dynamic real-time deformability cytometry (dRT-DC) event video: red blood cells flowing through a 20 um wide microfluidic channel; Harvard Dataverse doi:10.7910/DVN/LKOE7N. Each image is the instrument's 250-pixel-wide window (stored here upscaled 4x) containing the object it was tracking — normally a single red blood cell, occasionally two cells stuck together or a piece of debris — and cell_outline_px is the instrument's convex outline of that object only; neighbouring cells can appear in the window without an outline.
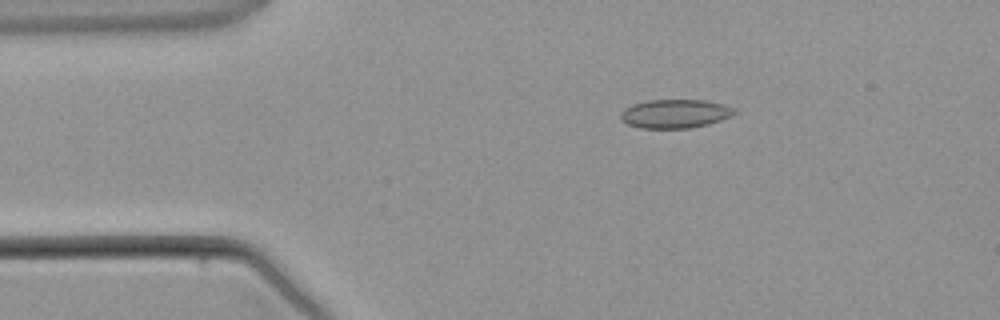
{"species": "common noctule bat (a hibernating species)", "species_latin": "Nyctalus noctula", "temperature_condition": "warm", "stored_images_in_passage": 4, "camera_frame_rate_fps": 3000, "um_per_image_px": 0.085, "animal": {"sex": "male", "body_mass_g": 21.5, "forearm_length_mm": 52.0}, "frame": {"image": 1, "passage_image": 2, "time_ms": 1.0, "image_size_px": [1000, 320], "cell_outline_px": [[736, 112], [732, 116], [708, 124], [692, 128], [640, 128], [628, 124], [620, 120], [620, 112], [624, 108], [632, 104], [648, 100], [704, 100], [724, 104], [732, 108]], "centroid_in_image_um": [57.34, 9.66], "position_along_channel_um": 27.7, "area_um2": 19.13}}
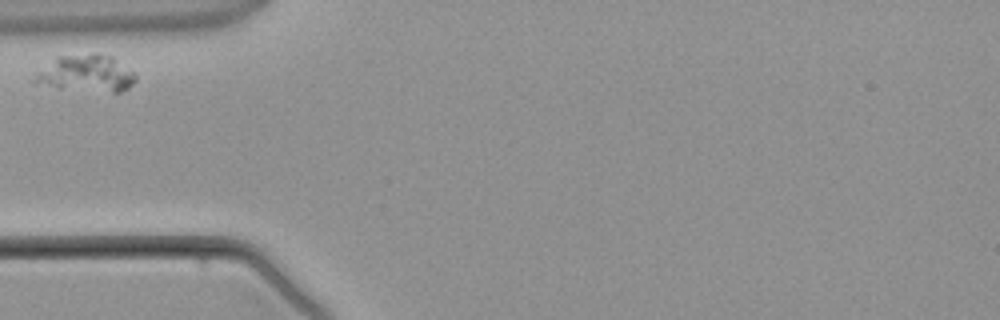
{"frame": {"image": 2, "passage_image": 4, "time_ms": 3.333, "image_size_px": [1000, 320], "cell_outline_px": [[136, 80], [128, 88], [120, 92], [112, 92], [60, 88], [32, 84], [32, 76], [36, 72], [60, 56], [96, 52], [112, 56], [132, 72], [136, 76]], "centroid_in_image_um": [7.29, 6.24], "position_along_channel_um": 77.7, "area_um2": 21.68}}